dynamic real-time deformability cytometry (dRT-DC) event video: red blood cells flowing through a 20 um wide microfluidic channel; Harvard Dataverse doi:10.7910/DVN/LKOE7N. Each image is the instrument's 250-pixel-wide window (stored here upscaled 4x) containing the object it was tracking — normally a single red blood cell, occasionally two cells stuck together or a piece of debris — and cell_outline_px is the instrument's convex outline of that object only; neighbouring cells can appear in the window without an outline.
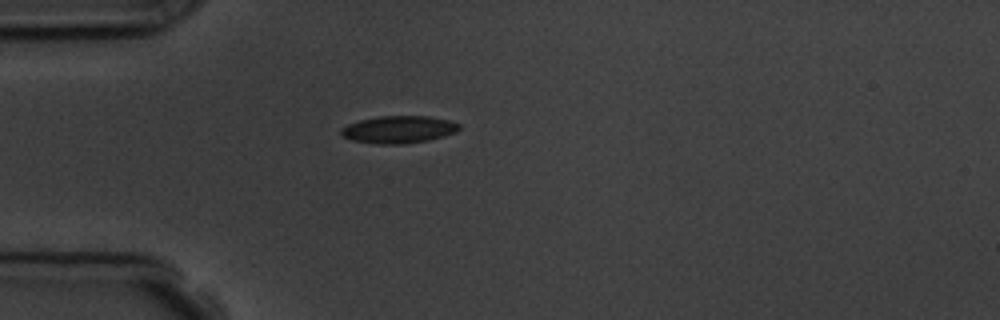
{"species": "common noctule bat (a hibernating species)", "species_latin": "Nyctalus noctula", "temperature_condition": "room temperature", "stored_images_in_passage": 1, "camera_frame_rate_fps": 3000, "um_per_image_px": 0.085, "animal": {"sex": "male", "body_mass_g": 19.5, "forearm_length_mm": 54.6}, "frame": {"image": 1, "passage_image": 1, "time_ms": 0.0, "image_size_px": [1000, 320], "cell_outline_px": [[460, 128], [456, 132], [444, 136], [428, 140], [404, 144], [380, 144], [352, 140], [344, 136], [340, 132], [340, 128], [348, 124], [360, 120], [380, 116], [428, 116], [448, 120], [460, 124]], "centroid_in_image_um": [33.9, 11.0], "position_along_channel_um": 51.1, "area_um2": 18.73}}